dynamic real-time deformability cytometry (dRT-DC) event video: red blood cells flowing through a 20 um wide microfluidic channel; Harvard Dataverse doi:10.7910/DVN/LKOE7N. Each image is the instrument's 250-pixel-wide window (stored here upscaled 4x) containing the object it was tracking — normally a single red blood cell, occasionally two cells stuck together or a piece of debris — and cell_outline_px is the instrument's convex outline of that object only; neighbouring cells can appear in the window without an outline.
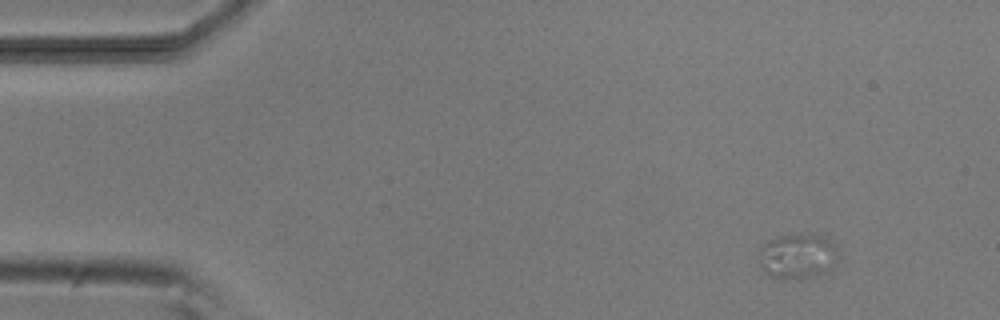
{"species": "common noctule bat (a hibernating species)", "species_latin": "Nyctalus noctula", "temperature_condition": "room temperature", "stored_images_in_passage": 6, "camera_frame_rate_fps": 3000, "um_per_image_px": 0.085, "animal": {"sex": "male", "body_mass_g": 20.5, "forearm_length_mm": 52.5}, "frame": {"image": 1, "passage_image": 1, "time_ms": 0.0, "image_size_px": [1000, 320], "cell_outline_px": [[836, 248], [824, 272], [808, 276], [784, 280], [768, 276], [764, 272], [760, 264], [760, 252], [764, 244], [768, 240], [780, 236], [808, 232], [812, 232], [824, 236], [836, 244]], "centroid_in_image_um": [67.7, 21.72], "position_along_channel_um": 17.3, "area_um2": 20.29}}